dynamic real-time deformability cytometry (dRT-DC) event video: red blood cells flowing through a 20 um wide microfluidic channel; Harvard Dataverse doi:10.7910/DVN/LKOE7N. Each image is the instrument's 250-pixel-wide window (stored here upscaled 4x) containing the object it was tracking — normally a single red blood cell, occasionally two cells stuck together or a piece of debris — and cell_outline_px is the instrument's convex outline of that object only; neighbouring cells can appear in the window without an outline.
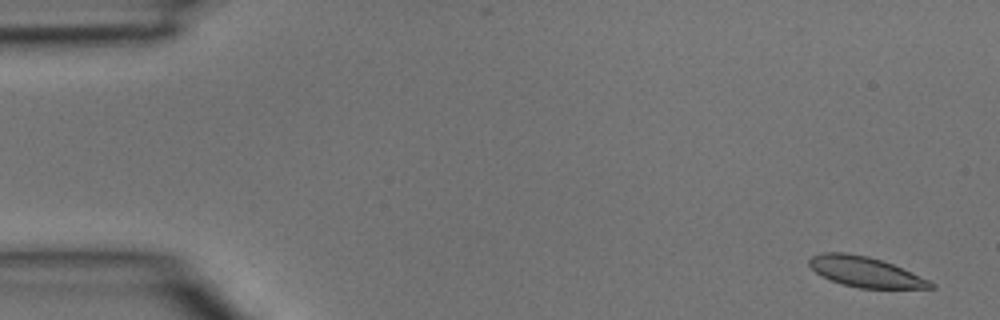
{"species": "common noctule bat (a hibernating species)", "species_latin": "Nyctalus noctula", "temperature_condition": "room temperature", "stored_images_in_passage": 4, "camera_frame_rate_fps": 3000, "um_per_image_px": 0.085, "animal": {"sex": "male", "body_mass_g": 15.6}, "frame": {"image": 1, "passage_image": 1, "time_ms": 0.0, "image_size_px": [1000, 320], "cell_outline_px": [[936, 288], [860, 288], [844, 284], [832, 280], [816, 272], [808, 264], [808, 260], [812, 256], [820, 252], [844, 252], [868, 256], [892, 264], [928, 280], [936, 284]], "centroid_in_image_um": [73.53, 23.1], "position_along_channel_um": 11.5, "area_um2": 21.04}}
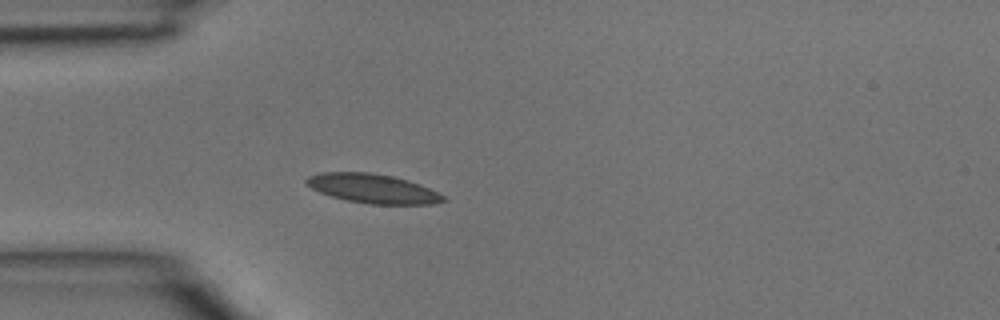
{"frame": {"image": 2, "passage_image": 4, "time_ms": 1.0, "image_size_px": [1000, 320], "cell_outline_px": [[448, 200], [436, 204], [372, 204], [348, 200], [332, 196], [320, 192], [312, 188], [304, 180], [308, 176], [320, 172], [372, 172], [396, 176], [420, 184], [444, 196]], "centroid_in_image_um": [31.71, 16.01], "position_along_channel_um": 53.3, "area_um2": 23.29}}